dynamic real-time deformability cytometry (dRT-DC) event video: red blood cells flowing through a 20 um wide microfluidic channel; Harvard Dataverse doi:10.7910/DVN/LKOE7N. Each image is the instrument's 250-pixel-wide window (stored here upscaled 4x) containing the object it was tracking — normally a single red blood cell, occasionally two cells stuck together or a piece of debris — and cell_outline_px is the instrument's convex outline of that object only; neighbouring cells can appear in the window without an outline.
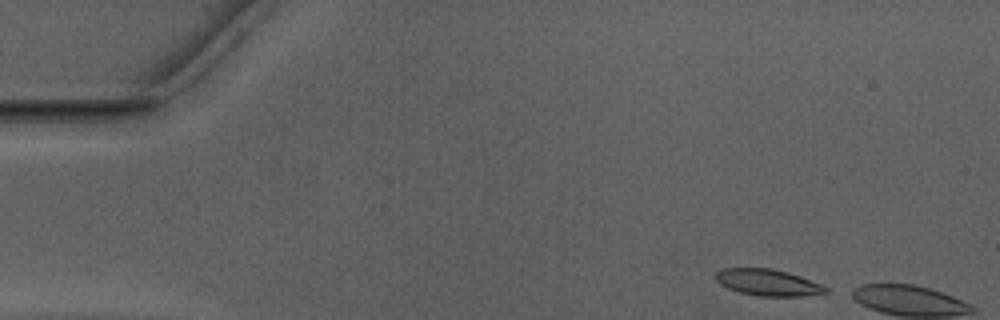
{"species": "Egyptian fruit bat (a non-hibernating species)", "species_latin": "Rousettus aegyptiacus", "temperature_condition": "warm", "stored_images_in_passage": 5, "camera_frame_rate_fps": 3000, "um_per_image_px": 0.085, "animal": {"sex": "male"}, "frame": {"image": 1, "passage_image": 1, "time_ms": 0.0, "image_size_px": [1000, 320], "cell_outline_px": [[832, 292], [804, 296], [756, 296], [740, 292], [728, 288], [720, 284], [712, 276], [720, 268], [772, 268], [788, 272], [800, 276], [820, 284], [828, 288]], "centroid_in_image_um": [65.25, 24.01], "position_along_channel_um": 19.7, "area_um2": 17.22}}